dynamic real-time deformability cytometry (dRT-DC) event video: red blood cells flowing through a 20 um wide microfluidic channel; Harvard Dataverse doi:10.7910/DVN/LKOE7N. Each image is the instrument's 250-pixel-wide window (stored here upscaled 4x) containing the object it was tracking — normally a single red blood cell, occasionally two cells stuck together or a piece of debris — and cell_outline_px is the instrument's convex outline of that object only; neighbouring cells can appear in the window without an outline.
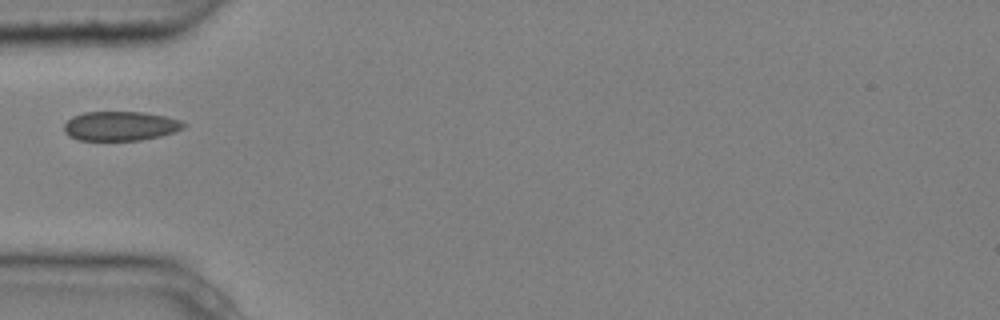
{"species": "common noctule bat (a hibernating species)", "species_latin": "Nyctalus noctula", "temperature_condition": "cold", "stored_images_in_passage": 7, "camera_frame_rate_fps": 3000, "um_per_image_px": 0.085, "animal": {"sex": "male", "body_mass_g": 20.4}, "frame": {"image": 1, "passage_image": 1, "time_ms": 0.0, "image_size_px": [1000, 320], "cell_outline_px": [[188, 124], [184, 128], [160, 136], [140, 140], [80, 140], [68, 136], [64, 132], [64, 124], [72, 116], [84, 112], [144, 112], [164, 116], [180, 120]], "centroid_in_image_um": [10.22, 10.71], "position_along_channel_um": 74.8, "area_um2": 20.46}}
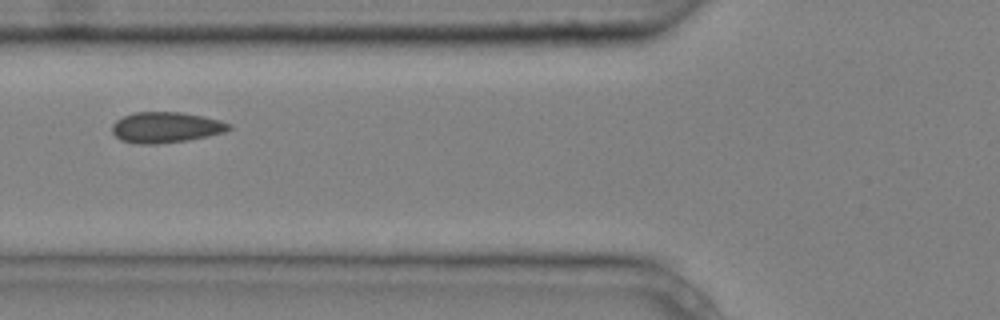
{"frame": {"image": 2, "passage_image": 2, "time_ms": 0.333, "image_size_px": [1000, 320], "cell_outline_px": [[232, 128], [224, 132], [208, 136], [188, 140], [156, 144], [140, 144], [120, 140], [112, 132], [112, 124], [116, 120], [124, 116], [136, 112], [180, 112], [220, 120], [232, 124]], "centroid_in_image_um": [14.1, 10.83], "position_along_channel_um": 111.7, "area_um2": 20.87}}
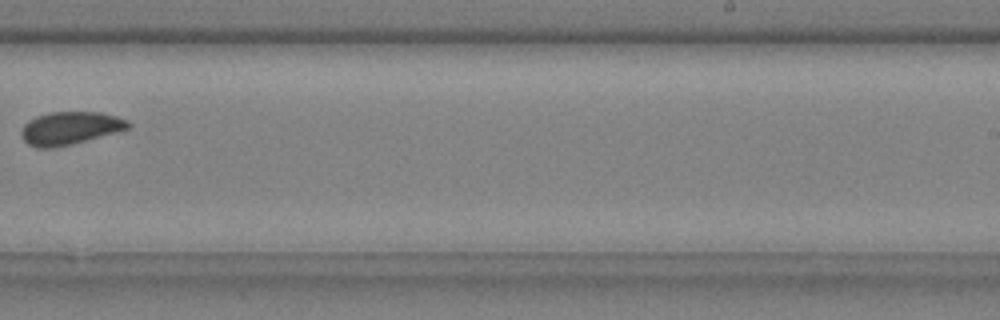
{"frame": {"image": 3, "passage_image": 6, "time_ms": 1.667, "image_size_px": [1000, 320], "cell_outline_px": [[132, 124], [128, 128], [72, 144], [52, 148], [36, 148], [28, 144], [24, 140], [20, 132], [24, 124], [28, 120], [36, 116], [48, 112], [100, 112], [116, 116], [128, 120]], "centroid_in_image_um": [5.91, 10.88], "position_along_channel_um": 283.1, "area_um2": 20.4}}